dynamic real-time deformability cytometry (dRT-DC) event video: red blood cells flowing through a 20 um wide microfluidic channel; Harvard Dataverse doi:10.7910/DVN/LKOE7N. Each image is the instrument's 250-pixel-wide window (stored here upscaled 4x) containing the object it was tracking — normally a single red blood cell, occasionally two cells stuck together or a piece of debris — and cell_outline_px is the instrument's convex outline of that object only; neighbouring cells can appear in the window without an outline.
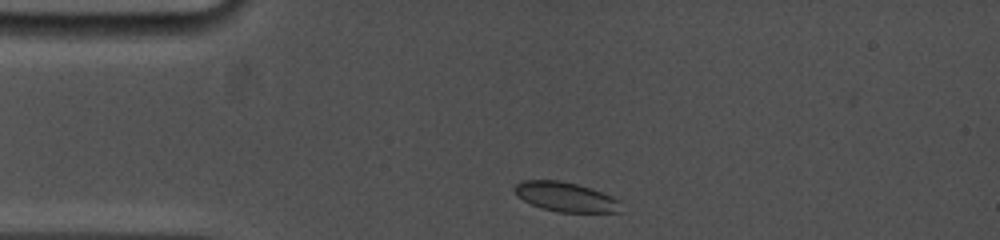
{"species": "common noctule bat (a hibernating species)", "species_latin": "Nyctalus noctula", "temperature_condition": "cold", "stored_images_in_passage": 31, "camera_frame_rate_fps": 5000, "um_per_image_px": 0.085, "animal": {"sex": "female", "body_mass_g": 19.0, "forearm_length_mm": 53.3}, "frame": {"image": 1, "passage_image": 1, "time_ms": 0.0, "image_size_px": [1000, 240], "cell_outline_px": [[620, 212], [556, 212], [540, 208], [516, 196], [512, 188], [520, 180], [560, 180], [592, 188], [612, 196], [620, 200]], "centroid_in_image_um": [48.05, 16.73], "position_along_channel_um": 37.0, "area_um2": 18.5}}
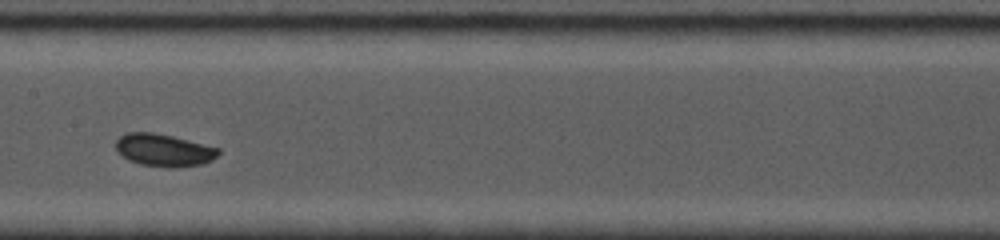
{"frame": {"image": 2, "passage_image": 14, "time_ms": 5.0, "image_size_px": [1000, 240], "cell_outline_px": [[220, 152], [212, 160], [204, 164], [176, 168], [172, 168], [140, 164], [128, 160], [116, 148], [116, 140], [120, 136], [128, 132], [152, 132], [172, 136], [220, 148]], "centroid_in_image_um": [13.95, 12.77], "position_along_channel_um": 193.4, "area_um2": 19.36}}
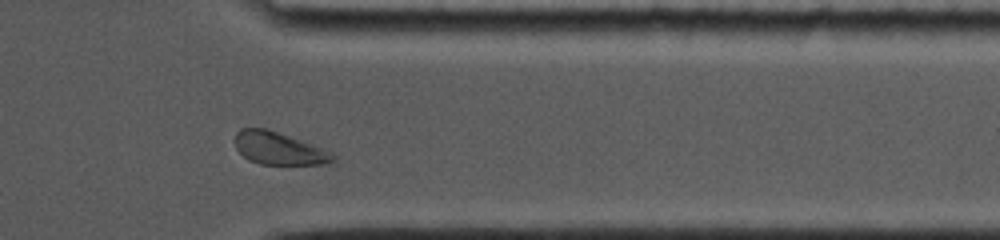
{"frame": {"image": 3, "passage_image": 27, "time_ms": 10.2, "image_size_px": [1000, 240], "cell_outline_px": [[336, 160], [328, 164], [260, 164], [248, 160], [236, 148], [232, 140], [236, 132], [240, 128], [264, 128], [300, 140], [332, 152], [336, 156]], "centroid_in_image_um": [23.66, 12.62], "position_along_channel_um": 387.7, "area_um2": 18.55}, "authors_computed_cell_mechanics": {"area_um2": 18.5538, "velocity_mm_per_s": 3.7188, "shape_relaxation_time_tau1_ms": 11.3001, "shape_relaxation_time_tau2_ms": null, "deformation_change_tau1": 0.1528, "deformation_change_tau2": null}}